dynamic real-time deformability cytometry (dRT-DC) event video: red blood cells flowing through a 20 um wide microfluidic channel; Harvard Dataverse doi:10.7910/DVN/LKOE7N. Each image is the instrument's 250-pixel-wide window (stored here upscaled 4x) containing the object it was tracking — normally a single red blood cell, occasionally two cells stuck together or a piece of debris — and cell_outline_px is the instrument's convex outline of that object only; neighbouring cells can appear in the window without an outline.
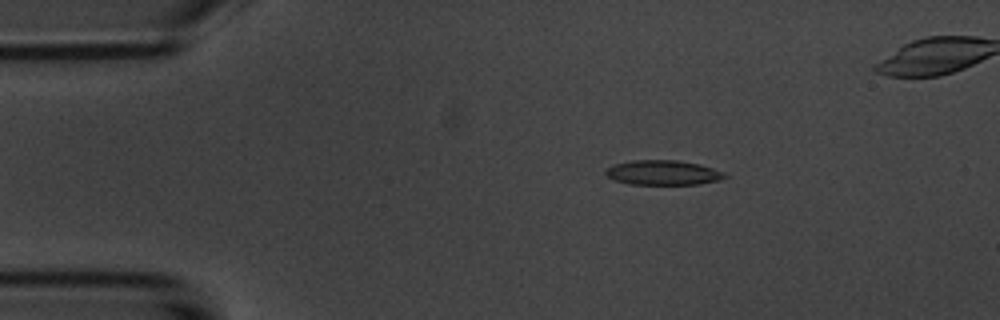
{"species": "common noctule bat (a hibernating species)", "species_latin": "Nyctalus noctula", "temperature_condition": "room temperature", "stored_images_in_passage": 10, "camera_frame_rate_fps": 3000, "um_per_image_px": 0.085, "animal": {"sex": "male", "body_mass_g": 20.1, "forearm_length_mm": 53.5}, "frame": {"image": 1, "passage_image": 2, "time_ms": 1.0, "image_size_px": [1000, 320], "cell_outline_px": [[728, 176], [716, 180], [696, 184], [628, 184], [616, 180], [608, 176], [604, 172], [608, 168], [616, 164], [632, 160], [676, 160], [700, 164], [724, 172]], "centroid_in_image_um": [56.35, 14.67], "position_along_channel_um": 28.6, "area_um2": 16.88}}
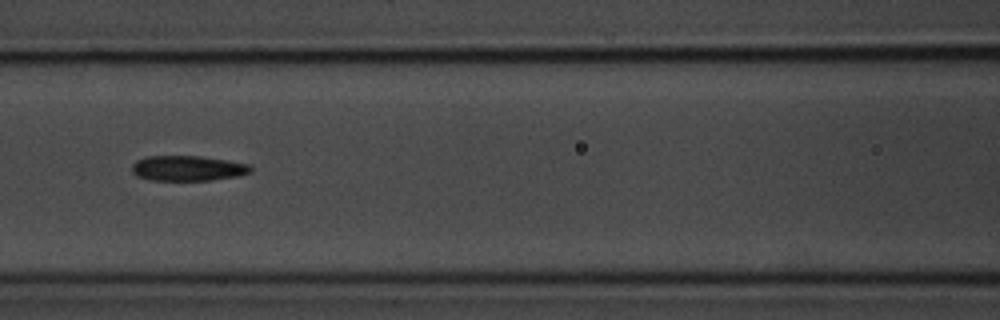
{"frame": {"image": 2, "passage_image": 6, "time_ms": 5.667, "image_size_px": [1000, 320], "cell_outline_px": [[252, 172], [236, 176], [212, 180], [152, 180], [136, 176], [132, 172], [132, 164], [136, 160], [148, 156], [200, 156], [228, 160], [252, 164]], "centroid_in_image_um": [15.98, 14.29], "position_along_channel_um": 150.6, "area_um2": 17.57}}
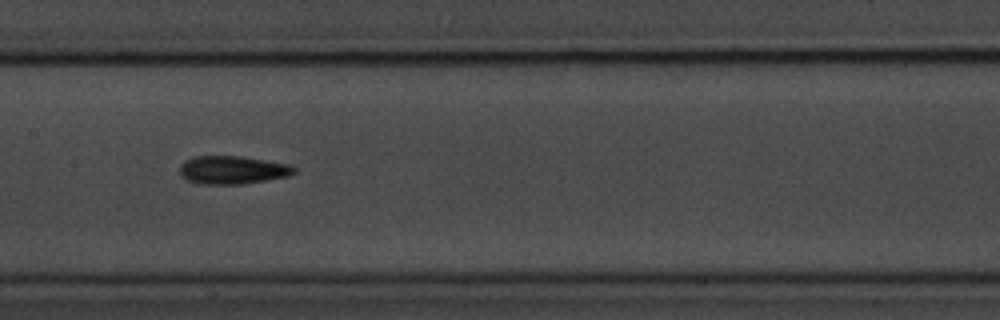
{"frame": {"image": 3, "passage_image": 7, "time_ms": 6.667, "image_size_px": [1000, 320], "cell_outline_px": [[296, 172], [288, 176], [240, 184], [200, 184], [188, 180], [180, 176], [180, 164], [184, 160], [192, 156], [240, 156], [292, 164], [296, 168]], "centroid_in_image_um": [19.75, 14.43], "position_along_channel_um": 187.7, "area_um2": 18.9}}